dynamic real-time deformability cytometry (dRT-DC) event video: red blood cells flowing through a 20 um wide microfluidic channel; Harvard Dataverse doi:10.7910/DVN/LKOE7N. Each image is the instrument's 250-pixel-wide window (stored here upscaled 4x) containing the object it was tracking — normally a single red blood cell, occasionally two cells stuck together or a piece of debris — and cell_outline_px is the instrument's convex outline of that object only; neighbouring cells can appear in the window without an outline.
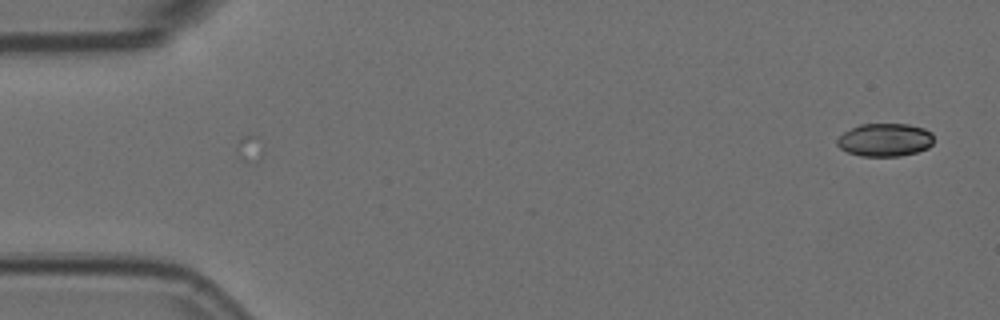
{"species": "Egyptian fruit bat (a non-hibernating species)", "species_latin": "Rousettus aegyptiacus", "temperature_condition": "room temperature", "stored_images_in_passage": 2, "camera_frame_rate_fps": 3000, "um_per_image_px": 0.085, "animal": {"sex": "female"}, "frame": {"image": 1, "passage_image": 2, "time_ms": 0.333, "image_size_px": [1000, 320], "cell_outline_px": [[932, 144], [928, 148], [916, 152], [900, 156], [860, 156], [848, 152], [840, 148], [836, 144], [836, 140], [844, 132], [860, 124], [908, 124], [924, 128], [932, 132]], "centroid_in_image_um": [75.22, 11.89], "position_along_channel_um": 9.8, "area_um2": 18.61}}